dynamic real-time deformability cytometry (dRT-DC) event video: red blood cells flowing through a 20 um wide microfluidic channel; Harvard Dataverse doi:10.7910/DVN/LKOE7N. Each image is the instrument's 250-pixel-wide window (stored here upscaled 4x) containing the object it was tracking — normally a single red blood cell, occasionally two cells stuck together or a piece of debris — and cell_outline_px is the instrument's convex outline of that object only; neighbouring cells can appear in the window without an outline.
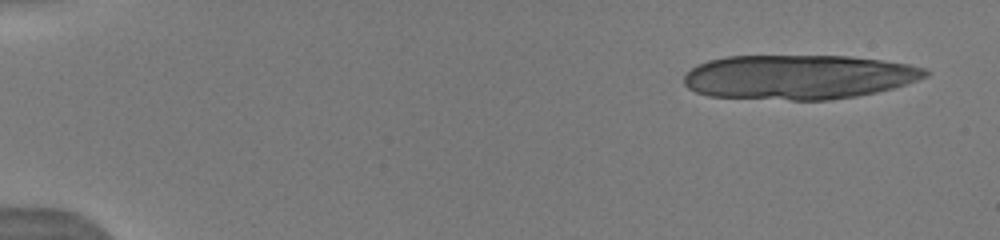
{"species": "human", "species_latin": "Homo sapiens", "temperature_condition": "warm", "stored_images_in_passage": 12, "camera_frame_rate_fps": 3000, "um_per_image_px": 0.085, "donor": {"sex": "male"}, "frame": {"image": 1, "passage_image": 2, "time_ms": 0.667, "image_size_px": [1000, 240], "cell_outline_px": [[932, 72], [928, 76], [892, 88], [876, 92], [856, 96], [828, 100], [792, 100], [708, 96], [696, 92], [688, 88], [684, 84], [684, 76], [696, 64], [708, 60], [728, 56], [848, 56], [880, 60], [908, 64], [924, 68]], "centroid_in_image_um": [67.86, 6.54], "position_along_channel_um": 17.1, "area_um2": 62.6}}
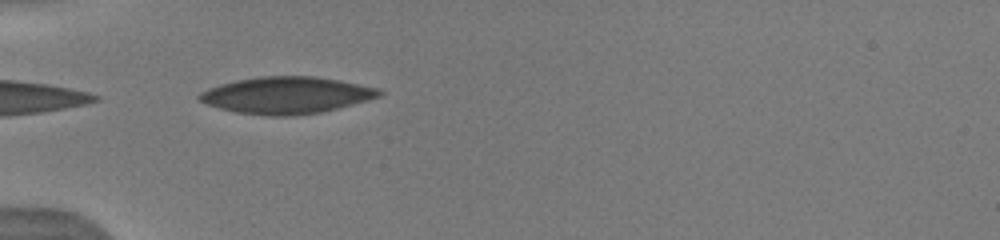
{"frame": {"image": 2, "passage_image": 10, "time_ms": 5.333, "image_size_px": [1000, 240], "cell_outline_px": [[384, 92], [380, 96], [368, 100], [320, 112], [292, 116], [264, 116], [236, 112], [220, 108], [208, 104], [200, 100], [196, 96], [200, 92], [208, 88], [220, 84], [236, 80], [260, 76], [316, 76], [340, 80], [380, 88]], "centroid_in_image_um": [24.35, 8.09], "position_along_channel_um": 60.6, "area_um2": 38.67}}